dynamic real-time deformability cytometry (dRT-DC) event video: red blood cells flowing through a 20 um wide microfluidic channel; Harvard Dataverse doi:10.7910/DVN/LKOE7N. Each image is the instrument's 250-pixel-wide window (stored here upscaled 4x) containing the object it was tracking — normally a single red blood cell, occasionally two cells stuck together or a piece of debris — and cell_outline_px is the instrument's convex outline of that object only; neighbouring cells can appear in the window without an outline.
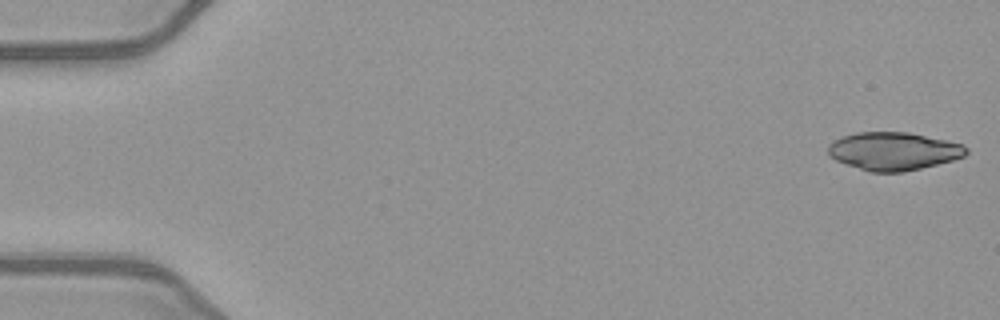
{"species": "common noctule bat (a hibernating species)", "species_latin": "Nyctalus noctula", "temperature_condition": "warm", "stored_images_in_passage": 50, "camera_frame_rate_fps": 3000, "um_per_image_px": 0.085, "animal": {"sex": "female", "body_mass_g": 21.9}, "frame": {"image": 1, "passage_image": 1, "time_ms": 0.0, "image_size_px": [1000, 320], "cell_outline_px": [[968, 152], [964, 156], [952, 160], [904, 172], [872, 172], [836, 160], [828, 152], [828, 144], [844, 136], [856, 132], [908, 132], [964, 144], [968, 148]], "centroid_in_image_um": [75.98, 12.84], "position_along_channel_um": 9.0, "area_um2": 30.23}}